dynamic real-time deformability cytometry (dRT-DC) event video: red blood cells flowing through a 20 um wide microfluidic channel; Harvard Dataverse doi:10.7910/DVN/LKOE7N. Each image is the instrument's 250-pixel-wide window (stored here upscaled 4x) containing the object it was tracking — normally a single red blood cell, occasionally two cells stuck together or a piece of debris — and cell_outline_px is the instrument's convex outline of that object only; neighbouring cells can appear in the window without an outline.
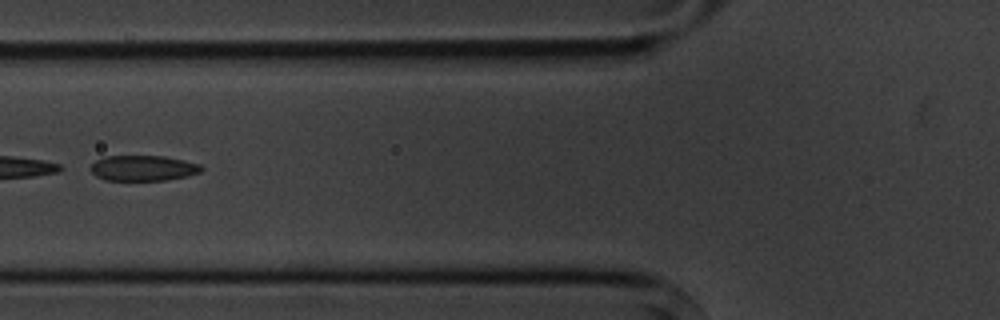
{"species": "common noctule bat (a hibernating species)", "species_latin": "Nyctalus noctula", "temperature_condition": "cold", "stored_images_in_passage": 9, "camera_frame_rate_fps": 3000, "um_per_image_px": 0.085, "animal": {"sex": "male", "body_mass_g": 20.1, "forearm_length_mm": 53.5}, "frame": {"image": 1, "passage_image": 4, "time_ms": 3.667, "image_size_px": [1000, 320], "cell_outline_px": [[204, 168], [200, 172], [188, 176], [164, 180], [104, 180], [96, 176], [88, 168], [96, 160], [104, 156], [164, 156], [184, 160], [200, 164]], "centroid_in_image_um": [12.15, 14.28], "position_along_channel_um": 113.6, "area_um2": 16.53}}
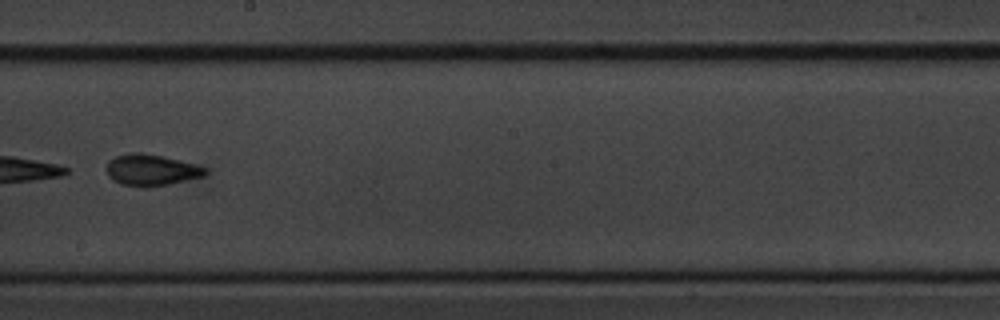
{"frame": {"image": 2, "passage_image": 7, "time_ms": 7.0, "image_size_px": [1000, 320], "cell_outline_px": [[208, 172], [204, 176], [168, 184], [120, 184], [112, 180], [108, 176], [108, 160], [116, 156], [132, 152], [140, 152], [160, 156], [208, 168]], "centroid_in_image_um": [12.85, 14.41], "position_along_channel_um": 235.3, "area_um2": 17.17}}
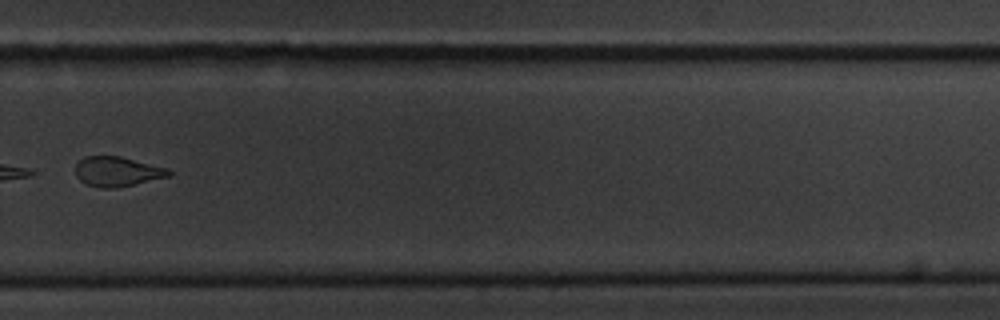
{"frame": {"image": 3, "passage_image": 9, "time_ms": 9.333, "image_size_px": [1000, 320], "cell_outline_px": [[172, 172], [168, 176], [116, 188], [100, 188], [88, 184], [80, 180], [76, 176], [76, 164], [84, 156], [120, 156], [168, 168]], "centroid_in_image_um": [9.94, 14.57], "position_along_channel_um": 319.9, "area_um2": 16.01}}